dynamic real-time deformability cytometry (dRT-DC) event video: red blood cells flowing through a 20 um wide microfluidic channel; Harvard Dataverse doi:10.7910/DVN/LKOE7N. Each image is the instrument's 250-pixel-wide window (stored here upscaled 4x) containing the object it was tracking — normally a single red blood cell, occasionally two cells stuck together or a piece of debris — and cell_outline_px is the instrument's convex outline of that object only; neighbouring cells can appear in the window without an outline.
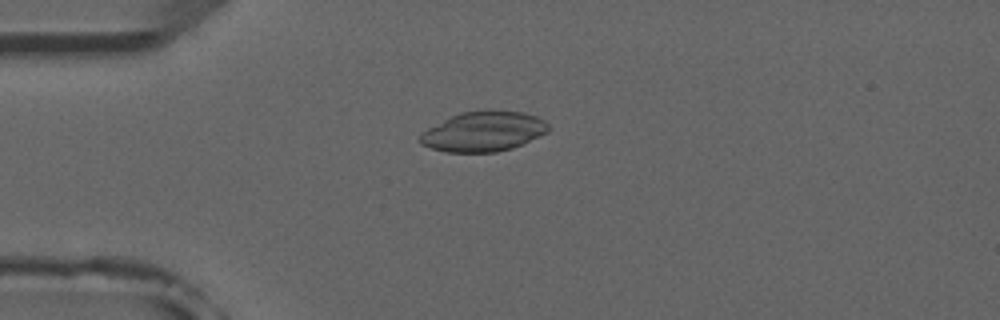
{"species": "common noctule bat (a hibernating species)", "species_latin": "Nyctalus noctula", "temperature_condition": "room temperature", "stored_images_in_passage": 3, "camera_frame_rate_fps": 3000, "um_per_image_px": 0.085, "animal": {"sex": "male", "forearm_length_mm": 52.5}, "frame": {"image": 1, "passage_image": 2, "time_ms": 1.0, "image_size_px": [1000, 320], "cell_outline_px": [[552, 128], [548, 132], [512, 148], [496, 152], [448, 152], [432, 148], [420, 144], [416, 140], [420, 132], [460, 112], [488, 108], [524, 112], [536, 116], [544, 120]], "centroid_in_image_um": [41.09, 11.15], "position_along_channel_um": 43.9, "area_um2": 30.4}}